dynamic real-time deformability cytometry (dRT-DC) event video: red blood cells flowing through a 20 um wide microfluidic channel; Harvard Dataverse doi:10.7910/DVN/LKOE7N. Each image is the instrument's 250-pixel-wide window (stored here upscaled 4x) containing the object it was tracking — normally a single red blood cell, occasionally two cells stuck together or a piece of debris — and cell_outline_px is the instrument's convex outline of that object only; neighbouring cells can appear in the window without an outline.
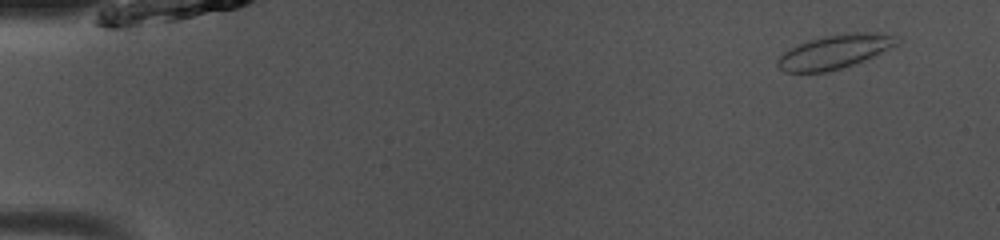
{"species": "common noctule bat (a hibernating species)", "species_latin": "Nyctalus noctula", "temperature_condition": "room temperature", "stored_images_in_passage": 49, "camera_frame_rate_fps": 3000, "um_per_image_px": 0.085, "animal": {"sex": "male", "body_mass_g": 13.0, "forearm_length_mm": 53.1}, "frame": {"image": 1, "passage_image": 4, "time_ms": 1.0, "image_size_px": [1000, 240], "cell_outline_px": [[900, 44], [864, 60], [840, 68], [824, 72], [784, 72], [776, 64], [776, 60], [784, 52], [808, 40], [824, 36], [848, 32], [876, 32], [900, 36]], "centroid_in_image_um": [71.0, 4.37], "position_along_channel_um": 14.0, "area_um2": 23.58}}
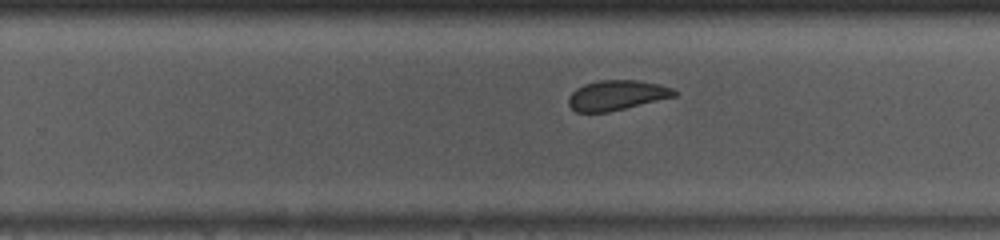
{"frame": {"image": 2, "passage_image": 32, "time_ms": 10.333, "image_size_px": [1000, 240], "cell_outline_px": [[680, 92], [676, 96], [608, 112], [576, 112], [568, 104], [568, 96], [576, 88], [584, 84], [600, 80], [640, 80], [660, 84], [672, 88]], "centroid_in_image_um": [52.43, 8.08], "position_along_channel_um": 277.4, "area_um2": 18.55}}
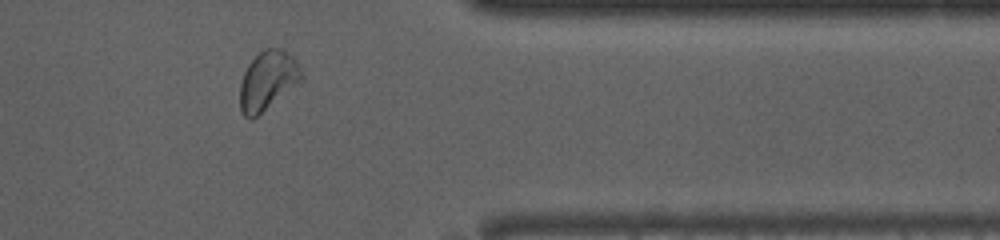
{"frame": {"image": 3, "passage_image": 41, "time_ms": 13.333, "image_size_px": [1000, 240], "cell_outline_px": [[304, 76], [300, 80], [252, 120], [244, 116], [240, 112], [240, 84], [244, 72], [248, 64], [264, 48], [280, 48], [288, 52], [296, 60]], "centroid_in_image_um": [22.72, 6.83], "position_along_channel_um": 388.7, "area_um2": 20.75}, "authors_computed_cell_mechanics": {"area_um2": 20.6924, "velocity_mm_per_s": 4.0689, "shape_relaxation_time_tau1_ms": 3.1293, "shape_relaxation_time_tau2_ms": 1.1956, "deformation_change_tau1": 0.0828, "deformation_change_tau2": 0.0447}}